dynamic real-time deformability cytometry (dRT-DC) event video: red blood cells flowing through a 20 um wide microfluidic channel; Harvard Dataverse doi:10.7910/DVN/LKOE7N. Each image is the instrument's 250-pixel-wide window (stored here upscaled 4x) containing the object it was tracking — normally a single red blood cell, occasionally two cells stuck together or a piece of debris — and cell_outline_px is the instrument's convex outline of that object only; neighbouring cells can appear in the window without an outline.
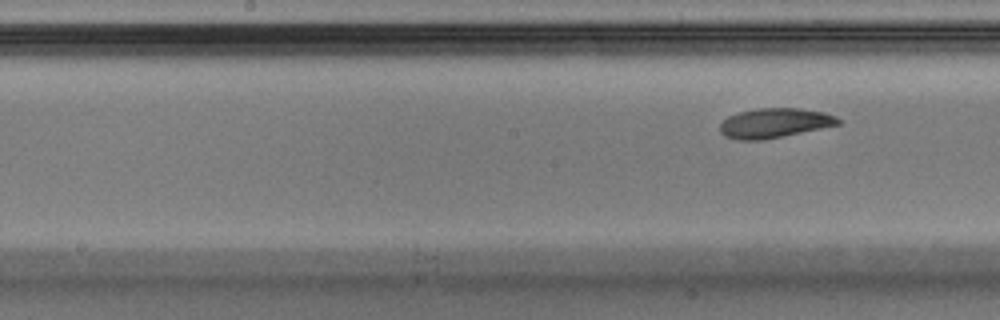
{"species": "Egyptian fruit bat (a non-hibernating species)", "species_latin": "Rousettus aegyptiacus", "temperature_condition": "warm", "stored_images_in_passage": 8, "segment_of_instrument_passage": [2, 2], "camera_frame_rate_fps": 3000, "um_per_image_px": 0.085, "animal": {"sex": "male"}, "frame": {"image": 1, "passage_image": 8, "time_ms": 2.333, "image_size_px": [1000, 320], "cell_outline_px": [[844, 120], [840, 124], [764, 140], [740, 140], [724, 136], [720, 132], [720, 124], [728, 116], [740, 112], [760, 108], [796, 108], [824, 112], [836, 116]], "centroid_in_image_um": [65.85, 10.46], "position_along_channel_um": 182.3, "area_um2": 20.35}}